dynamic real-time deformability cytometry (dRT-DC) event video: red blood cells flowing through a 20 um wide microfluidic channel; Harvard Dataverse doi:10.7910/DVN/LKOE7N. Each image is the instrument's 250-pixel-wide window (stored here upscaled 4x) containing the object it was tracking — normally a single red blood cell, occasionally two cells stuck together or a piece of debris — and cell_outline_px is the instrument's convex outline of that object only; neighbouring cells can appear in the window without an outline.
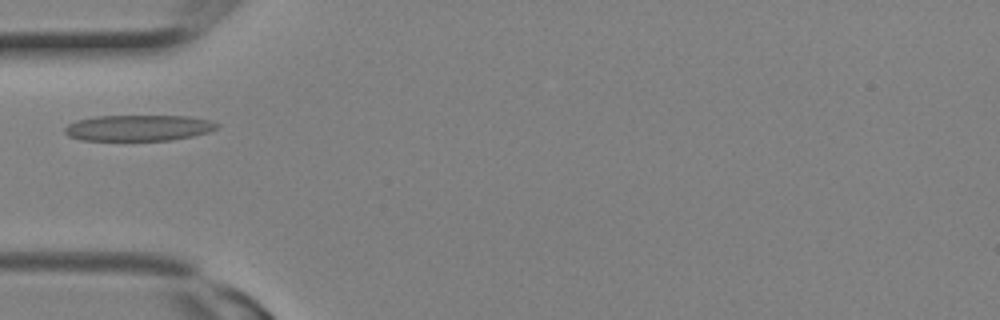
{"species": "Egyptian fruit bat (a non-hibernating species)", "species_latin": "Rousettus aegyptiacus", "temperature_condition": "room temperature", "stored_images_in_passage": 4, "camera_frame_rate_fps": 3000, "um_per_image_px": 0.085, "animal": {"sex": "female"}, "frame": {"image": 1, "passage_image": 3, "time_ms": 0.667, "image_size_px": [1000, 320], "cell_outline_px": [[220, 124], [216, 128], [208, 132], [192, 136], [168, 140], [80, 140], [68, 136], [64, 132], [64, 128], [68, 124], [76, 120], [96, 116], [188, 116], [212, 120]], "centroid_in_image_um": [11.76, 10.86], "position_along_channel_um": 73.2, "area_um2": 23.06}}